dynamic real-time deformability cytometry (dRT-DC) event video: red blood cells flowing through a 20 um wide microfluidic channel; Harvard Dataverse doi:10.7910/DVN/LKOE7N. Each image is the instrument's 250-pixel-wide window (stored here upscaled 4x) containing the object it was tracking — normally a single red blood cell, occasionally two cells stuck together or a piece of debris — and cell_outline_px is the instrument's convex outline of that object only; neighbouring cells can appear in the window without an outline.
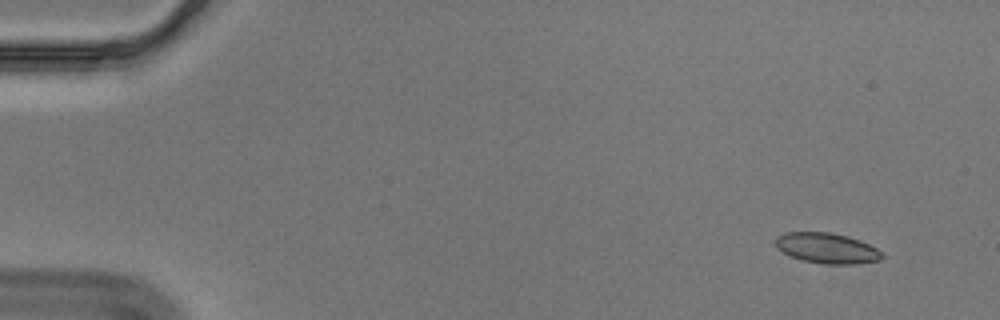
{"species": "Egyptian fruit bat (a non-hibernating species)", "species_latin": "Rousettus aegyptiacus", "temperature_condition": "cold", "stored_images_in_passage": 30, "camera_frame_rate_fps": 3000, "um_per_image_px": 0.085, "animal": {"sex": "male"}, "frame": {"image": 1, "passage_image": 4, "time_ms": 1.0, "image_size_px": [1000, 320], "cell_outline_px": [[884, 256], [880, 260], [856, 264], [824, 264], [804, 260], [792, 256], [776, 248], [776, 236], [784, 232], [828, 232], [848, 236], [860, 240], [884, 252]], "centroid_in_image_um": [70.31, 21.09], "position_along_channel_um": 14.7, "area_um2": 18.9}}
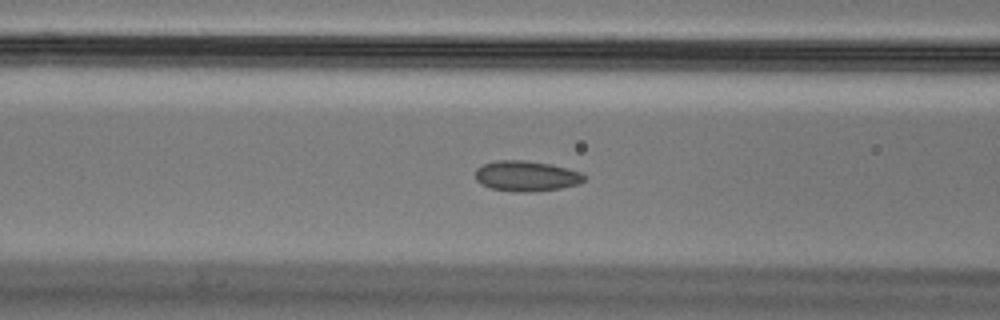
{"frame": {"image": 2, "passage_image": 23, "time_ms": 7.333, "image_size_px": [1000, 320], "cell_outline_px": [[584, 180], [576, 184], [560, 188], [528, 192], [516, 192], [492, 188], [480, 184], [476, 180], [476, 168], [484, 164], [496, 160], [524, 160], [552, 164], [580, 172], [584, 176]], "centroid_in_image_um": [44.7, 14.95], "position_along_channel_um": 121.9, "area_um2": 19.13}}
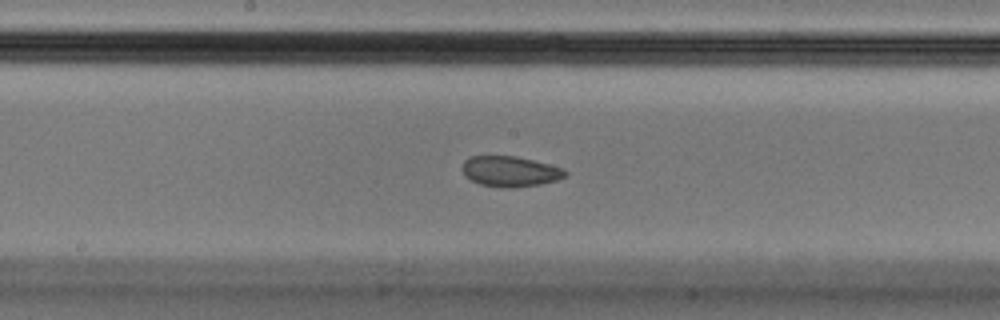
{"frame": {"image": 3, "passage_image": 30, "time_ms": 9.667, "image_size_px": [1000, 320], "cell_outline_px": [[568, 172], [564, 176], [556, 180], [540, 184], [512, 188], [500, 188], [480, 184], [464, 176], [460, 168], [464, 160], [472, 156], [516, 156], [564, 168]], "centroid_in_image_um": [43.32, 14.57], "position_along_channel_um": 204.9, "area_um2": 18.38}}